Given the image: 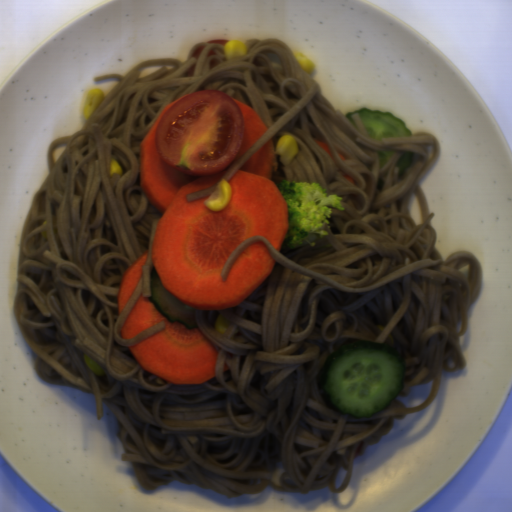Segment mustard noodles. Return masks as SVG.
Returning <instances> with one entry per match:
<instances>
[{
	"instance_id": "mustard-noodles-2",
	"label": "mustard noodles",
	"mask_w": 512,
	"mask_h": 512,
	"mask_svg": "<svg viewBox=\"0 0 512 512\" xmlns=\"http://www.w3.org/2000/svg\"><path fill=\"white\" fill-rule=\"evenodd\" d=\"M219 182L220 181H218L217 183H215L213 186L209 187L206 190H199V191L187 193L186 196H185L187 201H192L193 202V201L198 200L200 198H203V197H206L208 195H211V193L216 188V186L219 184Z\"/></svg>"
},
{
	"instance_id": "mustard-noodles-1",
	"label": "mustard noodles",
	"mask_w": 512,
	"mask_h": 512,
	"mask_svg": "<svg viewBox=\"0 0 512 512\" xmlns=\"http://www.w3.org/2000/svg\"><path fill=\"white\" fill-rule=\"evenodd\" d=\"M245 56L227 60L224 45L195 43L185 60L137 62L119 79L74 135L56 137L46 155L48 176L38 188L21 238L14 317L46 384L71 386L95 398L117 419L122 460L138 484L152 491L179 481L227 498L346 490L353 460L390 434L394 420L433 403L442 372L464 369L461 337L479 294L483 268L471 250L442 260L420 184L438 160L434 135L372 139L320 93L280 38L250 39ZM205 50L196 60V49ZM216 56L206 57L210 48ZM194 76L187 77L191 65ZM163 64L137 78L142 66ZM199 90H223L251 107L267 126L260 140L225 174L230 177L272 138L271 180L321 184L342 196L330 235L314 247L280 252L261 236L247 238L220 274L225 281L244 248L262 241L275 260L270 276L233 308L195 310L197 329L218 352L215 377L201 384H169L144 371L127 349L162 330L159 322L132 339L122 323L136 298L151 296V249L161 214L141 188V142L168 103ZM299 149L288 165L275 154L285 135ZM325 141L334 159L313 139ZM68 146L54 164L56 145ZM379 152H393L379 169ZM414 153L398 178L400 155ZM110 158L122 176L109 177ZM353 176L355 186L344 175ZM416 193L422 224L407 203ZM47 229V241L38 231ZM136 289L119 315L123 272L145 251ZM230 322L222 335L214 322ZM387 343L403 353L405 384L385 409L353 418L329 408L318 387L325 357L344 344ZM82 353L104 370L89 371ZM432 382L422 406L398 400L410 387ZM363 442L361 452L354 456ZM281 485L271 480L277 464ZM348 472L333 488L338 467Z\"/></svg>"
}]
</instances>
